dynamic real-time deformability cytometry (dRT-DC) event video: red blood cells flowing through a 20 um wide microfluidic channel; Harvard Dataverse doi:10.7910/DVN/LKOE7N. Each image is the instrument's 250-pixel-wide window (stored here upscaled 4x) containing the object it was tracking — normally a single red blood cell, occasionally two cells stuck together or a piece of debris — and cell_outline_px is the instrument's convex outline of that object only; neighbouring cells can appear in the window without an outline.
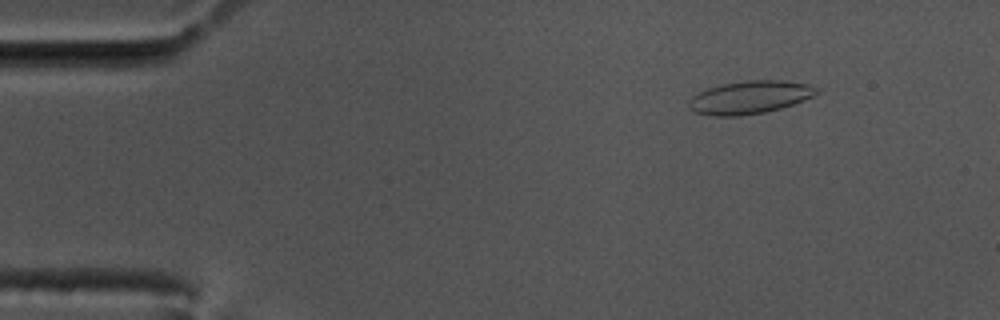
{"species": "common noctule bat (a hibernating species)", "species_latin": "Nyctalus noctula", "temperature_condition": "cold", "stored_images_in_passage": 55, "camera_frame_rate_fps": 3000, "um_per_image_px": 0.085, "animal": {"sex": "male", "body_mass_g": 17.5, "forearm_length_mm": 52.3}, "frame": {"image": 1, "passage_image": 4, "time_ms": 1.0, "image_size_px": [1000, 320], "cell_outline_px": [[820, 92], [804, 100], [780, 108], [764, 112], [740, 116], [712, 116], [696, 112], [688, 108], [688, 100], [692, 96], [708, 88], [720, 84], [748, 80], [776, 80], [808, 84], [820, 88]], "centroid_in_image_um": [63.71, 8.27], "position_along_channel_um": 21.3, "area_um2": 24.51}}
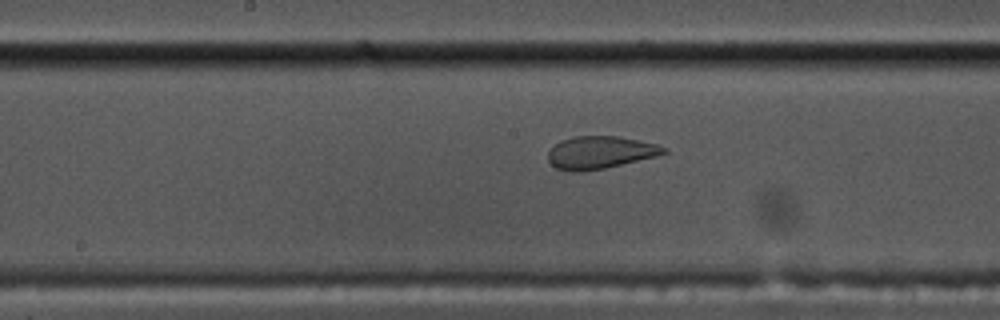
{"frame": {"image": 2, "passage_image": 26, "time_ms": 8.333, "image_size_px": [1000, 320], "cell_outline_px": [[668, 152], [656, 156], [604, 168], [580, 172], [568, 172], [556, 168], [548, 160], [548, 152], [560, 140], [572, 136], [616, 136], [656, 144], [668, 148]], "centroid_in_image_um": [50.98, 12.96], "position_along_channel_um": 197.2, "area_um2": 21.85}}
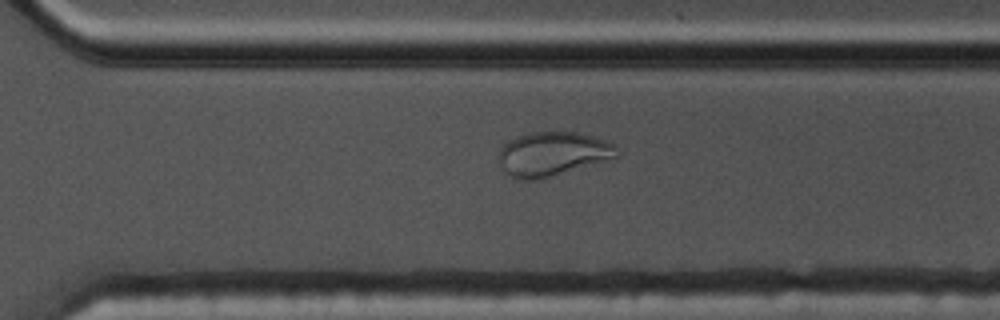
{"frame": {"image": 3, "passage_image": 37, "time_ms": 12.0, "image_size_px": [1000, 320], "cell_outline_px": [[616, 160], [536, 180], [516, 180], [504, 172], [500, 164], [500, 148], [508, 140], [516, 136], [532, 132], [576, 132], [592, 136], [604, 140], [612, 144], [616, 156]], "centroid_in_image_um": [46.96, 13.11], "position_along_channel_um": 323.6, "area_um2": 30.63}}